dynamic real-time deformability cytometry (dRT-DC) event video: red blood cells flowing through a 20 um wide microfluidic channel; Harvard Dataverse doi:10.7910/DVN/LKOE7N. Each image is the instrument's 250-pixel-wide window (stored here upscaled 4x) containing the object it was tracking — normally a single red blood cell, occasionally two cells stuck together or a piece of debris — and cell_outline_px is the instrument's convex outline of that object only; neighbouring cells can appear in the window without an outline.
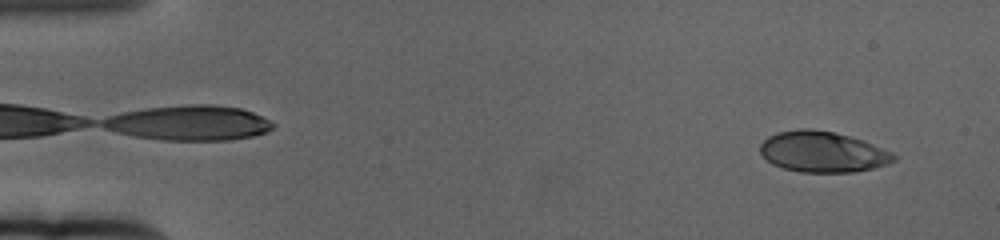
{"species": "human", "species_latin": "Homo sapiens", "temperature_condition": "cold", "stored_images_in_passage": 61, "camera_frame_rate_fps": 3000, "um_per_image_px": 0.085, "donor": {"sex": "female"}, "frame": {"image": 1, "passage_image": 5, "time_ms": 1.333, "image_size_px": [1000, 240], "cell_outline_px": [[896, 160], [888, 164], [856, 172], [800, 172], [784, 168], [772, 164], [760, 152], [760, 144], [768, 136], [776, 132], [800, 128], [812, 128], [832, 132], [864, 140], [892, 152], [896, 156]], "centroid_in_image_um": [69.93, 12.9], "position_along_channel_um": 15.1, "area_um2": 31.85}}
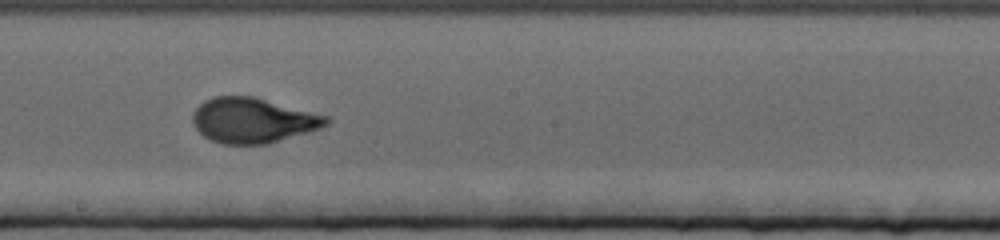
{"frame": {"image": 2, "passage_image": 35, "time_ms": 11.333, "image_size_px": [1000, 240], "cell_outline_px": [[332, 120], [328, 124], [320, 128], [268, 144], [220, 144], [204, 136], [196, 128], [192, 120], [192, 116], [196, 108], [204, 100], [212, 96], [252, 96], [328, 116]], "centroid_in_image_um": [21.49, 10.23], "position_along_channel_um": 226.7, "area_um2": 34.97}}
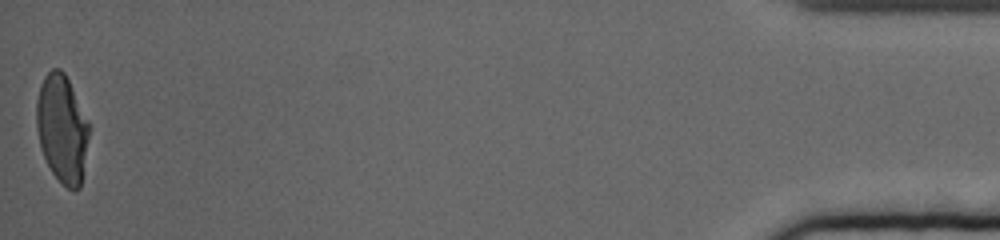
{"frame": {"image": 3, "passage_image": 61, "time_ms": 20.0, "image_size_px": [1000, 240], "cell_outline_px": [[88, 136], [80, 188], [76, 192], [60, 184], [52, 172], [44, 156], [40, 144], [36, 128], [36, 100], [40, 84], [44, 76], [52, 68], [60, 68], [64, 72], [88, 120]], "centroid_in_image_um": [5.25, 10.94], "position_along_channel_um": 430.0, "area_um2": 32.89}, "authors_computed_cell_mechanics": {"area_um2": 33.6974, "velocity_mm_per_s": 3.3548, "shape_relaxation_time_tau1_ms": 4.3471, "shape_relaxation_time_tau2_ms": null, "deformation_change_tau1": 0.1949, "deformation_change_tau2": null}}